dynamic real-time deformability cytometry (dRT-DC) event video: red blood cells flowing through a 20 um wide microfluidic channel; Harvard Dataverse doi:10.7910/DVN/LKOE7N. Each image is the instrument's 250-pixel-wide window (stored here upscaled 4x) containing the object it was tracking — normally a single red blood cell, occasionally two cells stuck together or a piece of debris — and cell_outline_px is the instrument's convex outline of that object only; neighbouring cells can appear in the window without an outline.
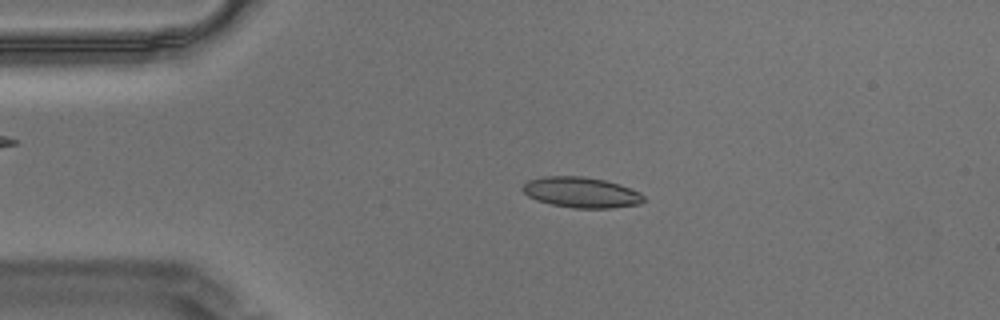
{"species": "Egyptian fruit bat (a non-hibernating species)", "species_latin": "Rousettus aegyptiacus", "temperature_condition": "warm", "stored_images_in_passage": 56, "camera_frame_rate_fps": 3000, "um_per_image_px": 0.085, "animal": {"sex": "male"}, "frame": {"image": 1, "passage_image": 11, "time_ms": 3.333, "image_size_px": [1000, 320], "cell_outline_px": [[644, 200], [640, 204], [612, 208], [572, 208], [552, 204], [536, 200], [528, 196], [520, 188], [528, 180], [544, 176], [584, 176], [604, 180], [620, 184], [632, 188], [640, 192], [644, 196]], "centroid_in_image_um": [49.41, 16.35], "position_along_channel_um": 35.6, "area_um2": 21.73}}
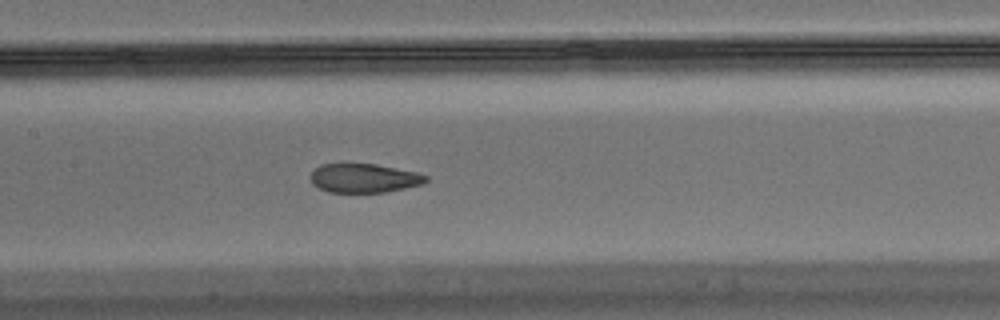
{"frame": {"image": 2, "passage_image": 26, "time_ms": 8.333, "image_size_px": [1000, 320], "cell_outline_px": [[428, 180], [424, 184], [384, 192], [328, 192], [312, 184], [312, 172], [320, 164], [376, 164], [416, 172], [428, 176]], "centroid_in_image_um": [30.97, 15.14], "position_along_channel_um": 176.4, "area_um2": 19.31}}
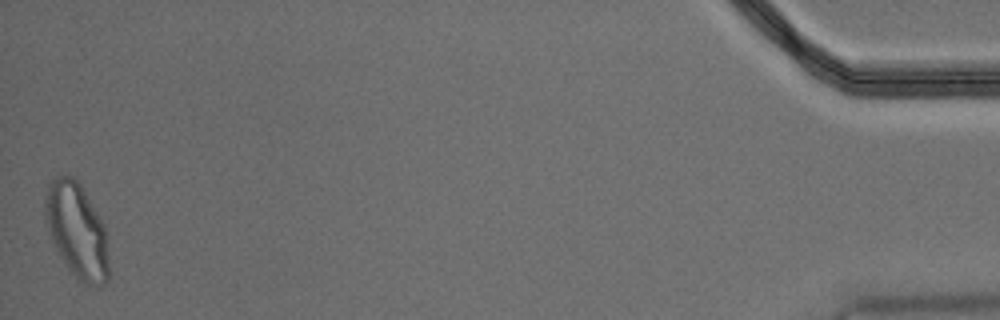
{"frame": {"image": 3, "passage_image": 56, "time_ms": 18.333, "image_size_px": [1000, 320], "cell_outline_px": [[108, 280], [96, 288], [84, 284], [68, 268], [56, 248], [48, 232], [44, 220], [44, 196], [48, 184], [56, 176], [72, 176], [80, 184], [104, 224], [108, 256]], "centroid_in_image_um": [6.51, 19.59], "position_along_channel_um": 428.7, "area_um2": 35.14}, "authors_computed_cell_mechanics": {"area_um2": 21.5305, "velocity_mm_per_s": 3.4717, "shape_relaxation_time_tau1_ms": null, "shape_relaxation_time_tau2_ms": 1.3223, "deformation_change_tau1": null, "deformation_change_tau2": 0.0759}}